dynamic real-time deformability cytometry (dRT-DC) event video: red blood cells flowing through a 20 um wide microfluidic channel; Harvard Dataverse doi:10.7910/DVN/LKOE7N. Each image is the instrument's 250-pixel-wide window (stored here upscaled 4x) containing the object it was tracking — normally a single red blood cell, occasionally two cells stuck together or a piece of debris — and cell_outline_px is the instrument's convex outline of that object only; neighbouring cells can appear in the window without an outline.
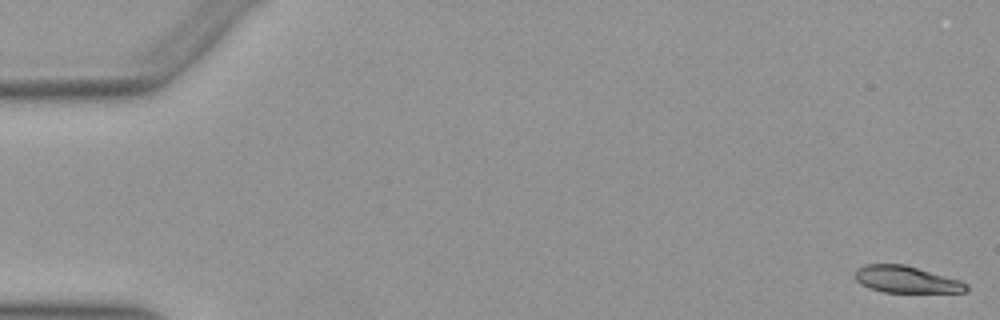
{"species": "Egyptian fruit bat (a non-hibernating species)", "species_latin": "Rousettus aegyptiacus", "temperature_condition": "warm", "stored_images_in_passage": 53, "camera_frame_rate_fps": 3000, "um_per_image_px": 0.085, "animal": {"sex": "female"}, "frame": {"image": 1, "passage_image": 1, "time_ms": 0.0, "image_size_px": [1000, 320], "cell_outline_px": [[968, 292], [884, 292], [868, 288], [860, 284], [856, 280], [856, 268], [864, 264], [904, 264], [960, 280], [968, 284]], "centroid_in_image_um": [77.02, 23.75], "position_along_channel_um": 8.0, "area_um2": 17.4}}
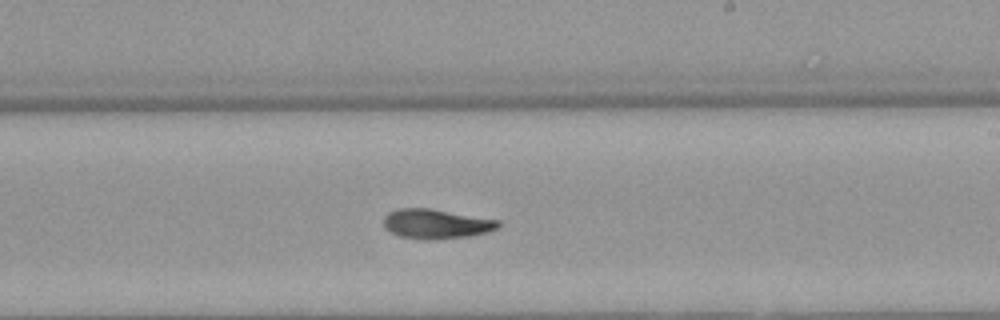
{"frame": {"image": 2, "passage_image": 31, "time_ms": 10.0, "image_size_px": [1000, 320], "cell_outline_px": [[500, 228], [472, 236], [436, 240], [424, 240], [400, 236], [388, 232], [384, 228], [384, 216], [388, 212], [396, 208], [428, 208], [500, 220]], "centroid_in_image_um": [37.06, 19.04], "position_along_channel_um": 251.9, "area_um2": 20.11}}
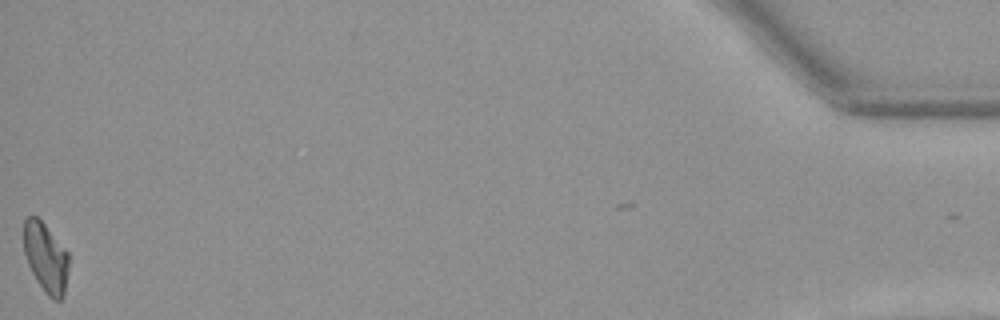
{"frame": {"image": 3, "passage_image": 52, "time_ms": 17.0, "image_size_px": [1000, 320], "cell_outline_px": [[68, 268], [64, 296], [60, 300], [52, 300], [44, 292], [36, 280], [28, 264], [24, 252], [24, 220], [28, 216], [36, 216], [44, 224], [68, 252]], "centroid_in_image_um": [3.89, 21.92], "position_along_channel_um": 431.3, "area_um2": 18.15}, "authors_computed_cell_mechanics": {"area_um2": 19.1896, "velocity_mm_per_s": 3.9648, "shape_relaxation_time_tau1_ms": 9.1791, "shape_relaxation_time_tau2_ms": 4.9883, "deformation_change_tau1": 0.2455, "deformation_change_tau2": 0.1028}}